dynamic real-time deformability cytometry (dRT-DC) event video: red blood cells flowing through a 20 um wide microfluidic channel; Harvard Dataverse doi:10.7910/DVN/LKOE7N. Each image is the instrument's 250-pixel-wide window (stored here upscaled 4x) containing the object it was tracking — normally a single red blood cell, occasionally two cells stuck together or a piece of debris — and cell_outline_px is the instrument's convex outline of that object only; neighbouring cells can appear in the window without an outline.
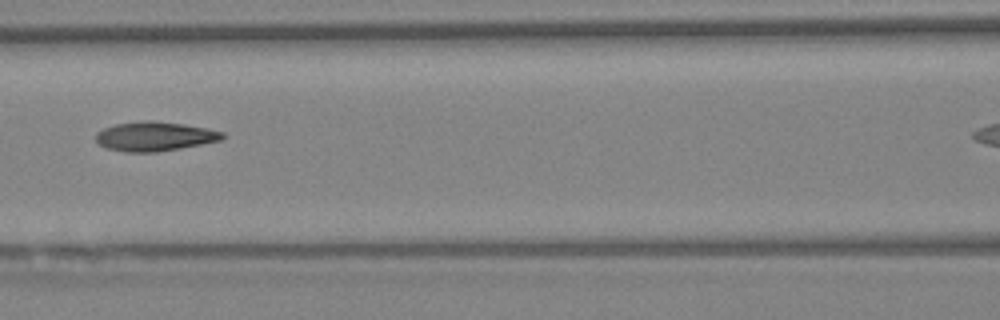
{"species": "Egyptian fruit bat (a non-hibernating species)", "species_latin": "Rousettus aegyptiacus", "temperature_condition": "warm", "stored_images_in_passage": 7, "segment_of_instrument_passage": [1, 2], "camera_frame_rate_fps": 3000, "um_per_image_px": 0.085, "animal": {"sex": "female"}, "frame": {"image": 1, "passage_image": 6, "time_ms": 1.667, "image_size_px": [1000, 320], "cell_outline_px": [[224, 140], [180, 148], [156, 152], [128, 152], [108, 148], [100, 144], [96, 140], [96, 132], [104, 128], [116, 124], [144, 120], [152, 120], [184, 124], [224, 132]], "centroid_in_image_um": [13.16, 11.58], "position_along_channel_um": 153.4, "area_um2": 21.5}}